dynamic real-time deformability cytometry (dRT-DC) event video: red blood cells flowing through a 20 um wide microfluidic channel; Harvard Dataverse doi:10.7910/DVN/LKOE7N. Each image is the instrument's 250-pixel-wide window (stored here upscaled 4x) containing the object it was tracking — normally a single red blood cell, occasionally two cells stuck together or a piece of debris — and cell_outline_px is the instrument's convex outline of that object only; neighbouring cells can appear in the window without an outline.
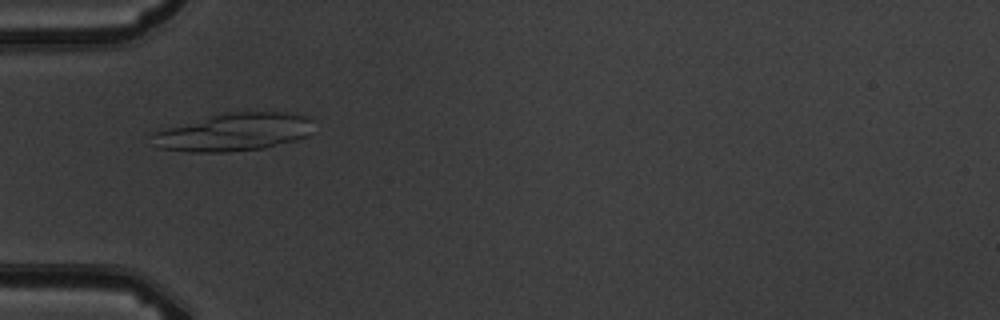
{"species": "common noctule bat (a hibernating species)", "species_latin": "Nyctalus noctula", "temperature_condition": "warm", "stored_images_in_passage": 4, "camera_frame_rate_fps": 3000, "um_per_image_px": 0.085, "animal": {"sex": "male", "body_mass_g": 19.5, "forearm_length_mm": 54.6}, "frame": {"image": 1, "passage_image": 3, "time_ms": 3.0, "image_size_px": [1000, 320], "cell_outline_px": [[312, 120], [308, 136], [296, 140], [264, 148], [228, 152], [188, 152], [160, 148], [152, 136], [152, 132], [220, 112], [280, 112], [304, 116]], "centroid_in_image_um": [19.86, 11.23], "position_along_channel_um": 65.1, "area_um2": 35.37}}
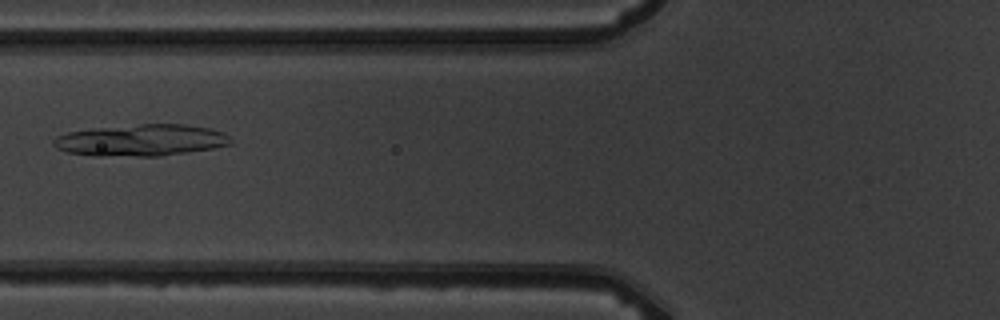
{"frame": {"image": 2, "passage_image": 4, "time_ms": 4.333, "image_size_px": [1000, 320], "cell_outline_px": [[232, 144], [212, 148], [188, 152], [160, 156], [92, 156], [68, 152], [56, 148], [52, 144], [52, 140], [56, 136], [68, 132], [92, 128], [140, 124], [184, 124], [212, 128], [224, 132], [232, 140]], "centroid_in_image_um": [11.99, 11.92], "position_along_channel_um": 113.8, "area_um2": 32.95}}